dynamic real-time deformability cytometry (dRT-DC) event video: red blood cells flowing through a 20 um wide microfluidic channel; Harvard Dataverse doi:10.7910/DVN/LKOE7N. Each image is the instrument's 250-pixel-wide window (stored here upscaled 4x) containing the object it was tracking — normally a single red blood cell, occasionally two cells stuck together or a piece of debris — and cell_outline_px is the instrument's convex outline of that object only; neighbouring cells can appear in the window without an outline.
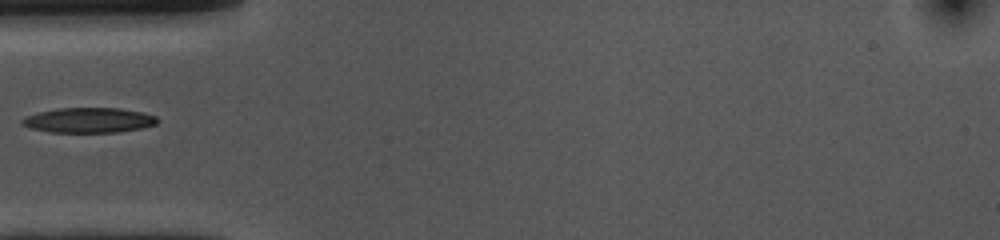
{"species": "common noctule bat (a hibernating species)", "species_latin": "Nyctalus noctula", "temperature_condition": "cold", "stored_images_in_passage": 38, "camera_frame_rate_fps": 3000, "um_per_image_px": 0.085, "animal": {"sex": "female", "body_mass_g": 10.0, "forearm_length_mm": 53.1}, "frame": {"image": 1, "passage_image": 1, "time_ms": 0.0, "image_size_px": [1000, 240], "cell_outline_px": [[160, 120], [156, 124], [140, 128], [120, 132], [48, 132], [32, 128], [20, 124], [20, 120], [24, 116], [36, 112], [56, 108], [120, 108], [140, 112], [156, 116]], "centroid_in_image_um": [7.5, 10.21], "position_along_channel_um": 77.5, "area_um2": 19.88}}
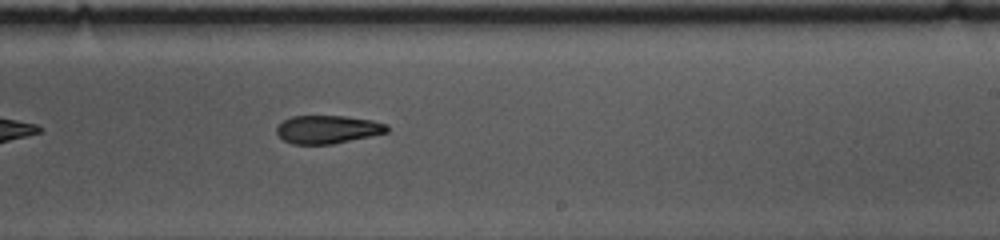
{"frame": {"image": 2, "passage_image": 16, "time_ms": 5.0, "image_size_px": [1000, 240], "cell_outline_px": [[388, 132], [332, 144], [292, 144], [284, 140], [276, 132], [276, 128], [284, 120], [292, 116], [344, 116], [372, 120], [388, 124]], "centroid_in_image_um": [27.85, 11.0], "position_along_channel_um": 261.1, "area_um2": 17.98}}
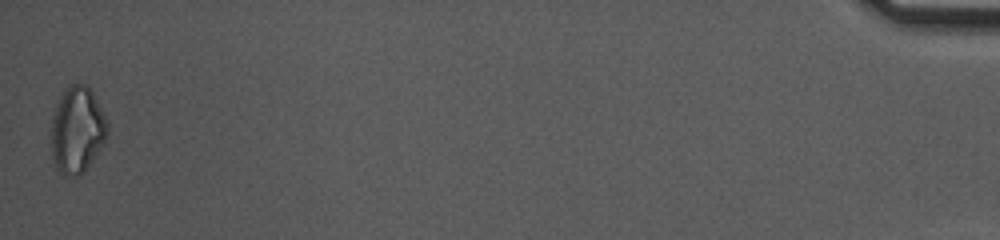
{"frame": {"image": 3, "passage_image": 38, "time_ms": 12.333, "image_size_px": [1000, 240], "cell_outline_px": [[108, 136], [80, 176], [60, 176], [56, 168], [52, 156], [52, 116], [56, 104], [64, 88], [72, 84], [84, 84], [92, 92], [108, 120]], "centroid_in_image_um": [6.55, 11.05], "position_along_channel_um": 428.7, "area_um2": 28.32}}